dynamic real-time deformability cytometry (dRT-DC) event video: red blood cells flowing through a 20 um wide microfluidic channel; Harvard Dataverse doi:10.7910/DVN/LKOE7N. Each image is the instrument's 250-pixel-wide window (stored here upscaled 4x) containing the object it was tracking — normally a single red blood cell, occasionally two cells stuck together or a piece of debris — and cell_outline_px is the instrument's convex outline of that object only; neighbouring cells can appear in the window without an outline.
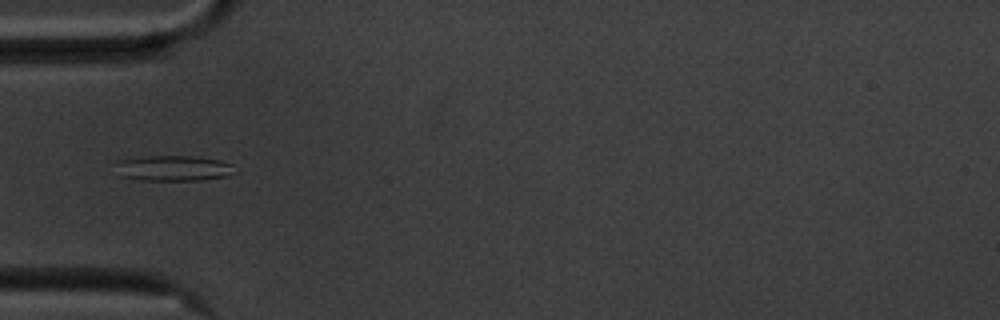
{"species": "common noctule bat (a hibernating species)", "species_latin": "Nyctalus noctula", "temperature_condition": "cold", "stored_images_in_passage": 40, "camera_frame_rate_fps": 3000, "um_per_image_px": 0.085, "animal": {"sex": "male", "body_mass_g": 20.1, "forearm_length_mm": 53.5}, "frame": {"image": 1, "passage_image": 1, "time_ms": 0.0, "image_size_px": [1000, 320], "cell_outline_px": [[232, 164], [228, 176], [200, 180], [140, 180], [120, 176], [116, 164], [116, 160], [144, 156], [192, 156], [220, 160]], "centroid_in_image_um": [14.66, 14.29], "position_along_channel_um": 70.3, "area_um2": 17.51}}
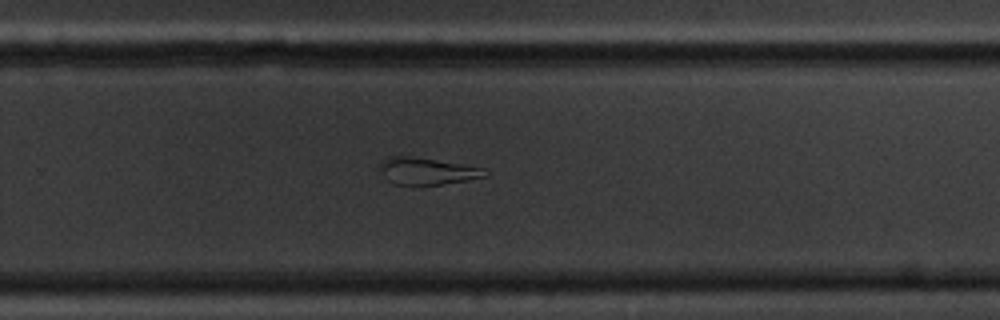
{"frame": {"image": 2, "passage_image": 20, "time_ms": 6.333, "image_size_px": [1000, 320], "cell_outline_px": [[488, 176], [468, 180], [420, 188], [396, 184], [388, 180], [380, 164], [384, 160], [392, 156], [408, 156], [480, 168], [488, 172]], "centroid_in_image_um": [36.3, 14.61], "position_along_channel_um": 293.5, "area_um2": 16.3}}
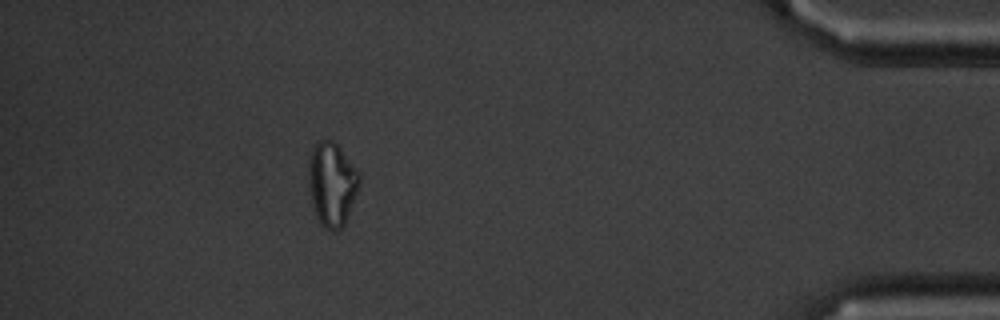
{"frame": {"image": 3, "passage_image": 34, "time_ms": 11.0, "image_size_px": [1000, 320], "cell_outline_px": [[360, 184], [344, 224], [340, 228], [332, 232], [324, 228], [320, 224], [316, 216], [308, 184], [308, 160], [312, 148], [316, 140], [332, 140], [340, 148], [360, 172]], "centroid_in_image_um": [28.2, 15.62], "position_along_channel_um": 407.0, "area_um2": 24.91}, "authors_computed_cell_mechanics": {"area_um2": 17.4845, "velocity_mm_per_s": 3.5189, "shape_relaxation_time_tau1_ms": null, "shape_relaxation_time_tau2_ms": 1.6492, "deformation_change_tau1": null, "deformation_change_tau2": 0.0991}}